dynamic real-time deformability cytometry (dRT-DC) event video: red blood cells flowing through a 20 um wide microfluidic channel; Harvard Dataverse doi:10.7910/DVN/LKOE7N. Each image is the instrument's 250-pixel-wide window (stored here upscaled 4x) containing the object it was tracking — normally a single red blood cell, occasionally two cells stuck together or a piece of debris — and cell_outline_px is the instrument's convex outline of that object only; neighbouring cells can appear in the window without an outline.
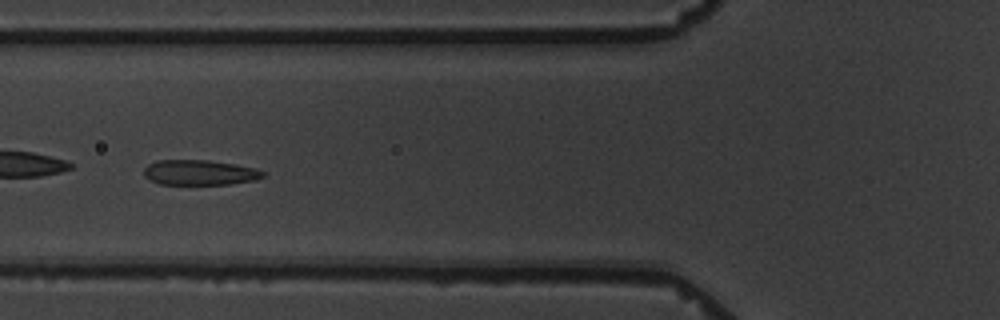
{"species": "common noctule bat (a hibernating species)", "species_latin": "Nyctalus noctula", "temperature_condition": "warm", "stored_images_in_passage": 9, "camera_frame_rate_fps": 3000, "um_per_image_px": 0.085, "animal": {"sex": "male", "body_mass_g": 19.5, "forearm_length_mm": 54.6}, "frame": {"image": 1, "passage_image": 6, "time_ms": 7.0, "image_size_px": [1000, 320], "cell_outline_px": [[264, 176], [256, 180], [228, 184], [160, 184], [148, 180], [144, 176], [144, 168], [148, 164], [156, 160], [208, 160], [236, 164], [256, 168], [264, 172]], "centroid_in_image_um": [16.95, 14.66], "position_along_channel_um": 108.8, "area_um2": 17.57}}
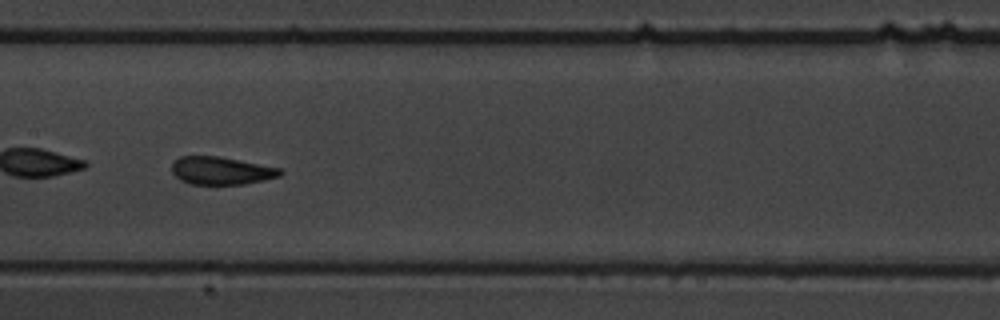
{"frame": {"image": 2, "passage_image": 8, "time_ms": 9.333, "image_size_px": [1000, 320], "cell_outline_px": [[284, 172], [280, 176], [264, 180], [244, 184], [192, 184], [180, 180], [172, 172], [172, 160], [180, 156], [220, 156], [280, 168]], "centroid_in_image_um": [18.79, 14.5], "position_along_channel_um": 188.6, "area_um2": 17.63}}